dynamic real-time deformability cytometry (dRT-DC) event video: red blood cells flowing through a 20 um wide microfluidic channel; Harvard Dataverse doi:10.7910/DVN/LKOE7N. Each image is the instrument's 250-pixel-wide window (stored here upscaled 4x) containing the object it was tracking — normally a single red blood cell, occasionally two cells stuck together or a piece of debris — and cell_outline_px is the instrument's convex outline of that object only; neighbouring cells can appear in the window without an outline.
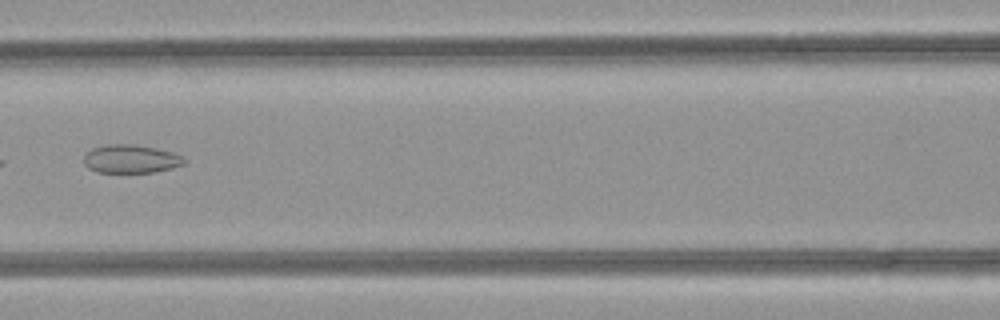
{"species": "common noctule bat (a hibernating species)", "species_latin": "Nyctalus noctula", "temperature_condition": "room temperature", "stored_images_in_passage": 7, "camera_frame_rate_fps": 3000, "um_per_image_px": 0.085, "animal": {"sex": "female", "body_mass_g": 21.9}, "frame": {"image": 1, "passage_image": 6, "time_ms": 1.667, "image_size_px": [1000, 320], "cell_outline_px": [[184, 164], [172, 168], [152, 172], [96, 172], [88, 168], [84, 164], [84, 156], [92, 148], [108, 144], [132, 144], [172, 152], [180, 156], [184, 160]], "centroid_in_image_um": [11.07, 13.51], "position_along_channel_um": 155.5, "area_um2": 16.3}}
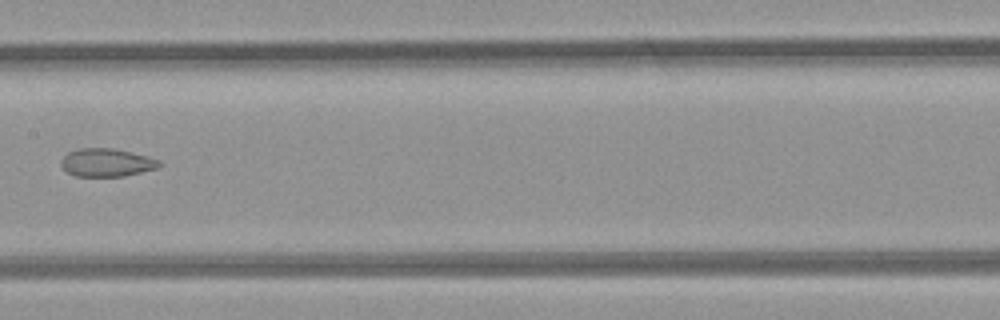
{"frame": {"image": 2, "passage_image": 7, "time_ms": 2.0, "image_size_px": [1000, 320], "cell_outline_px": [[160, 164], [156, 168], [124, 176], [76, 176], [68, 172], [60, 164], [64, 156], [68, 152], [80, 148], [112, 148], [148, 156], [160, 160]], "centroid_in_image_um": [9.05, 13.81], "position_along_channel_um": 198.3, "area_um2": 15.84}}